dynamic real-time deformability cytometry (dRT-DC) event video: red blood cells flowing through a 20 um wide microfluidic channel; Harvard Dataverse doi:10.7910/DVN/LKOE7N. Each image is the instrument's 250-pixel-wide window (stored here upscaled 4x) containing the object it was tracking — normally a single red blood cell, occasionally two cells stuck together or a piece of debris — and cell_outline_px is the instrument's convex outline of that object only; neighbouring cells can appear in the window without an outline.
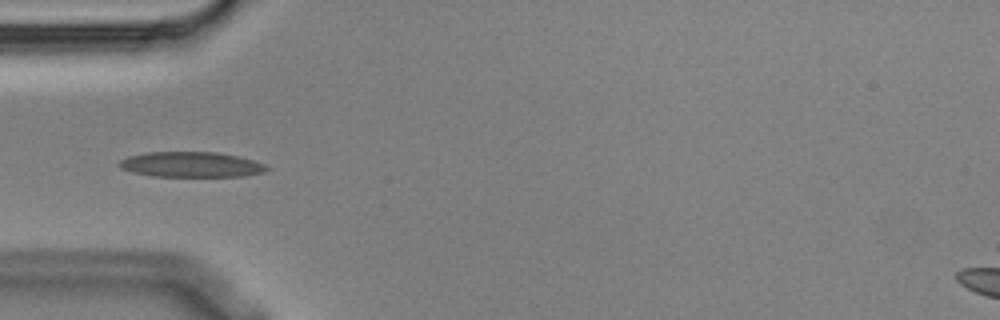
{"species": "Egyptian fruit bat (a non-hibernating species)", "species_latin": "Rousettus aegyptiacus", "temperature_condition": "cold", "stored_images_in_passage": 13, "camera_frame_rate_fps": 3000, "um_per_image_px": 0.085, "animal": {"sex": "male"}, "frame": {"image": 1, "passage_image": 3, "time_ms": 0.667, "image_size_px": [1000, 320], "cell_outline_px": [[268, 168], [264, 172], [244, 176], [152, 176], [132, 172], [120, 168], [116, 164], [120, 160], [128, 156], [144, 152], [216, 152], [236, 156], [252, 160], [264, 164]], "centroid_in_image_um": [16.18, 13.98], "position_along_channel_um": 68.8, "area_um2": 21.68}}
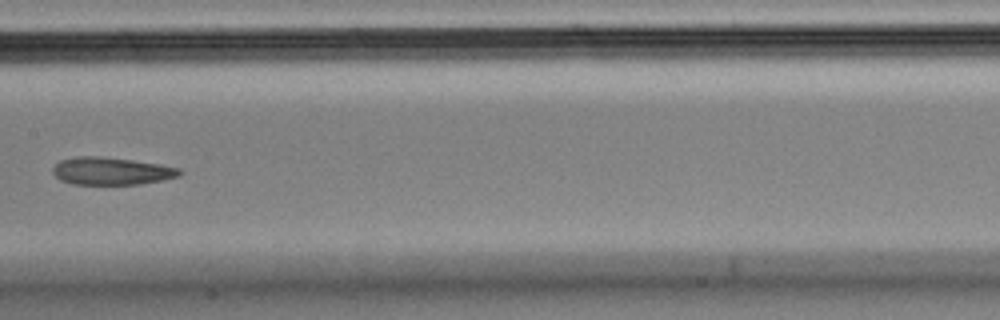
{"frame": {"image": 2, "passage_image": 6, "time_ms": 1.667, "image_size_px": [1000, 320], "cell_outline_px": [[184, 172], [180, 176], [140, 184], [72, 184], [60, 180], [52, 172], [52, 168], [60, 160], [80, 156], [100, 156], [132, 160], [160, 164], [180, 168]], "centroid_in_image_um": [9.48, 14.54], "position_along_channel_um": 197.9, "area_um2": 20.35}}
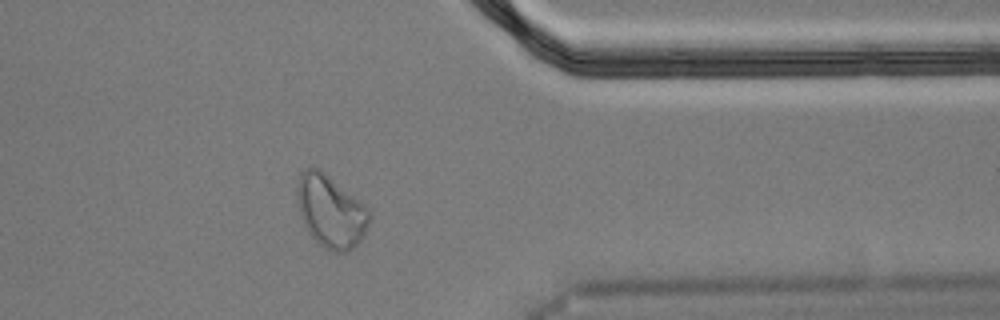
{"frame": {"image": 3, "passage_image": 11, "time_ms": 3.333, "image_size_px": [1000, 320], "cell_outline_px": [[372, 216], [364, 236], [348, 252], [332, 252], [324, 248], [308, 232], [304, 224], [300, 212], [296, 188], [300, 172], [308, 168], [316, 168], [328, 176], [360, 200], [372, 212]], "centroid_in_image_um": [28.14, 17.99], "position_along_channel_um": 383.3, "area_um2": 30.29}}